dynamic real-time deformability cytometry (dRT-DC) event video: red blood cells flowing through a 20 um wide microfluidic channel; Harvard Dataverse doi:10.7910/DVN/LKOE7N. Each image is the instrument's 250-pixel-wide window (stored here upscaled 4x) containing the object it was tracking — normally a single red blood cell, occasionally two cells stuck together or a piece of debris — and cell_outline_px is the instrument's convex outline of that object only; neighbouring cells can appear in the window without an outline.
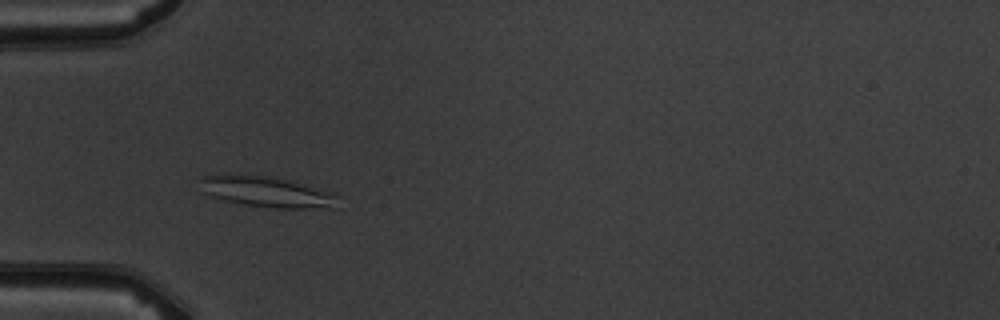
{"species": "common noctule bat (a hibernating species)", "species_latin": "Nyctalus noctula", "temperature_condition": "warm", "stored_images_in_passage": 7, "camera_frame_rate_fps": 3000, "um_per_image_px": 0.085, "animal": {"sex": "male", "body_mass_g": 19.5, "forearm_length_mm": 54.6}, "frame": {"image": 1, "passage_image": 3, "time_ms": 3.0, "image_size_px": [1000, 320], "cell_outline_px": [[340, 196], [336, 208], [276, 208], [244, 204], [224, 200], [208, 196], [204, 192], [200, 180], [200, 176], [224, 172], [276, 176], [292, 180], [332, 192]], "centroid_in_image_um": [22.66, 16.26], "position_along_channel_um": 62.3, "area_um2": 25.61}}
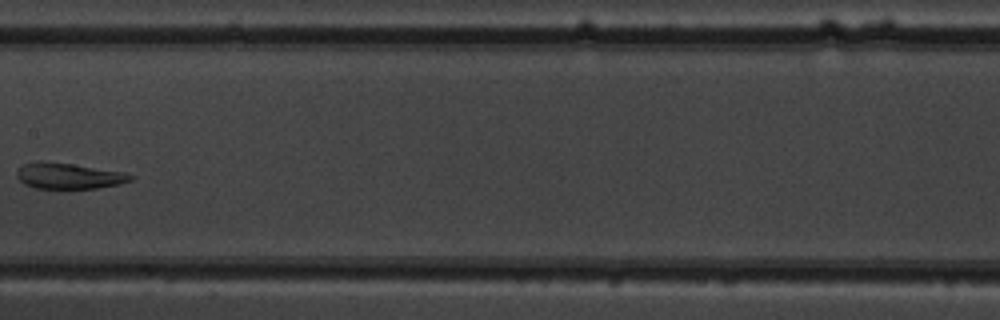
{"frame": {"image": 2, "passage_image": 6, "time_ms": 6.667, "image_size_px": [1000, 320], "cell_outline_px": [[136, 176], [132, 180], [120, 184], [96, 188], [36, 188], [24, 184], [16, 176], [16, 172], [24, 164], [72, 164], [124, 172]], "centroid_in_image_um": [5.94, 14.99], "position_along_channel_um": 201.5, "area_um2": 16.42}}
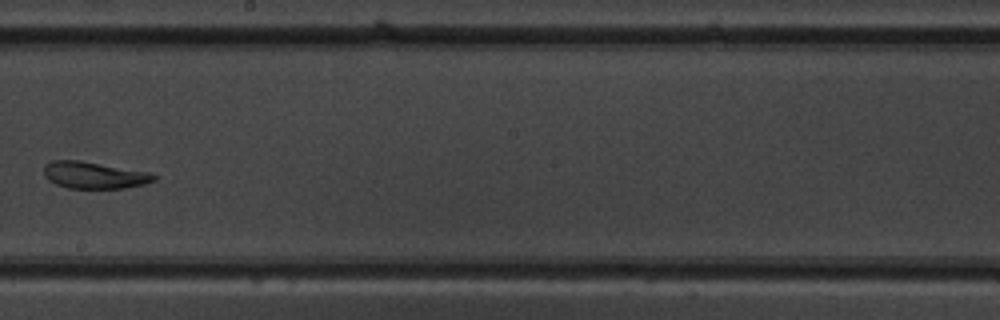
{"frame": {"image": 3, "passage_image": 7, "time_ms": 7.667, "image_size_px": [1000, 320], "cell_outline_px": [[156, 180], [144, 184], [124, 188], [68, 188], [56, 184], [48, 180], [44, 176], [44, 164], [52, 160], [80, 160], [148, 172], [156, 176]], "centroid_in_image_um": [7.96, 14.88], "position_along_channel_um": 240.2, "area_um2": 17.17}}